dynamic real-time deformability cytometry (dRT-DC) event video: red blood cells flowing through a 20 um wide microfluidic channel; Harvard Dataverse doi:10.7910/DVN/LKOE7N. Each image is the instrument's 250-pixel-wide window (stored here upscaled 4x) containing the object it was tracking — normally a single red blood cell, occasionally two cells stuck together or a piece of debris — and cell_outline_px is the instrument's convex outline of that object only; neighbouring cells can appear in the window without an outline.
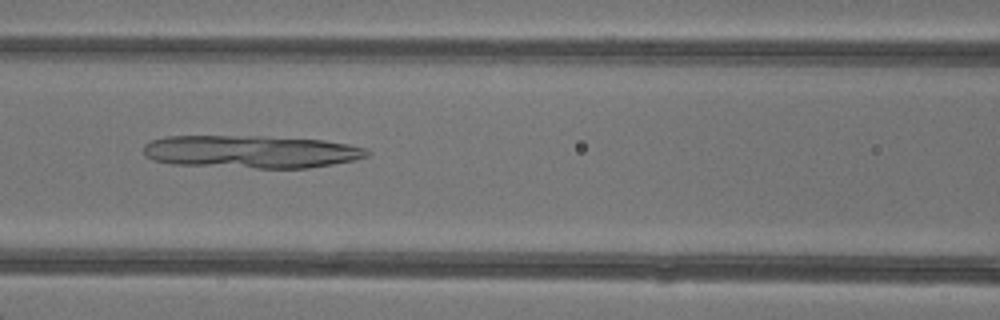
{"species": "common noctule bat (a hibernating species)", "species_latin": "Nyctalus noctula", "temperature_condition": "warm", "stored_images_in_passage": 7, "camera_frame_rate_fps": 3000, "um_per_image_px": 0.085, "animal": {"sex": "female"}, "frame": {"image": 1, "passage_image": 7, "time_ms": 8.0, "image_size_px": [1000, 320], "cell_outline_px": [[372, 152], [368, 156], [356, 160], [308, 168], [256, 168], [172, 164], [156, 160], [144, 156], [144, 144], [152, 140], [168, 136], [264, 136], [324, 140], [348, 144], [368, 148]], "centroid_in_image_um": [21.39, 12.89], "position_along_channel_um": 145.2, "area_um2": 42.95}}